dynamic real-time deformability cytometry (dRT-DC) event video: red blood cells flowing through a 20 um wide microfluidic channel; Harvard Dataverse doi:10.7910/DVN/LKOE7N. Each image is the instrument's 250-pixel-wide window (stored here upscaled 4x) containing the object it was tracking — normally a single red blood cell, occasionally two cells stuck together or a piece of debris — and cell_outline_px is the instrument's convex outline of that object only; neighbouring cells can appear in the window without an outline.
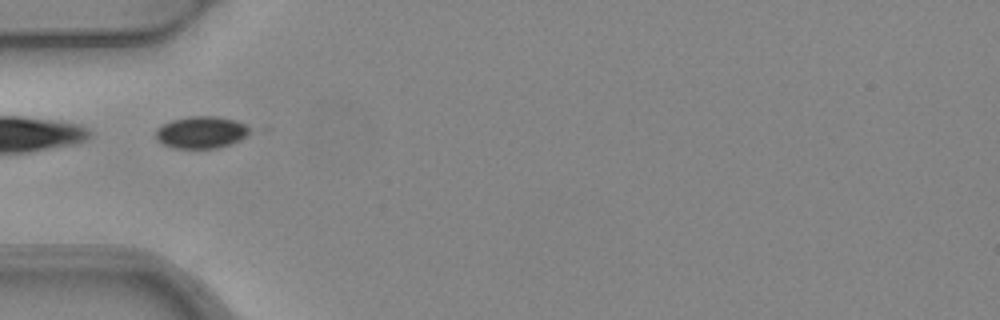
{"species": "common noctule bat (a hibernating species)", "species_latin": "Nyctalus noctula", "temperature_condition": "warm", "stored_images_in_passage": 7, "camera_frame_rate_fps": 3000, "um_per_image_px": 0.085, "animal": {"sex": "female", "body_mass_g": 24.6, "forearm_length_mm": 56.2}, "frame": {"image": 1, "passage_image": 5, "time_ms": 1.333, "image_size_px": [1000, 320], "cell_outline_px": [[252, 128], [240, 140], [220, 148], [172, 148], [156, 140], [156, 128], [172, 120], [188, 116], [216, 116], [236, 120]], "centroid_in_image_um": [17.1, 11.24], "position_along_channel_um": 67.9, "area_um2": 17.57}}
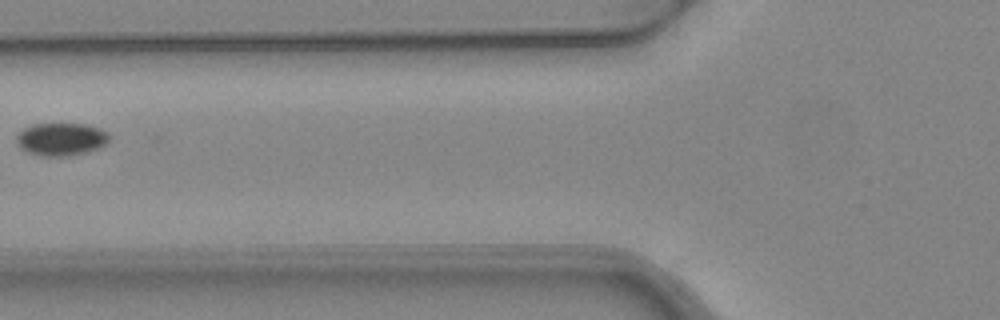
{"frame": {"image": 2, "passage_image": 6, "time_ms": 1.667, "image_size_px": [1000, 320], "cell_outline_px": [[108, 140], [100, 148], [84, 152], [64, 156], [40, 156], [28, 152], [20, 148], [16, 140], [16, 136], [24, 128], [32, 124], [88, 124], [100, 128], [108, 132]], "centroid_in_image_um": [5.18, 11.82], "position_along_channel_um": 120.6, "area_um2": 17.63}}
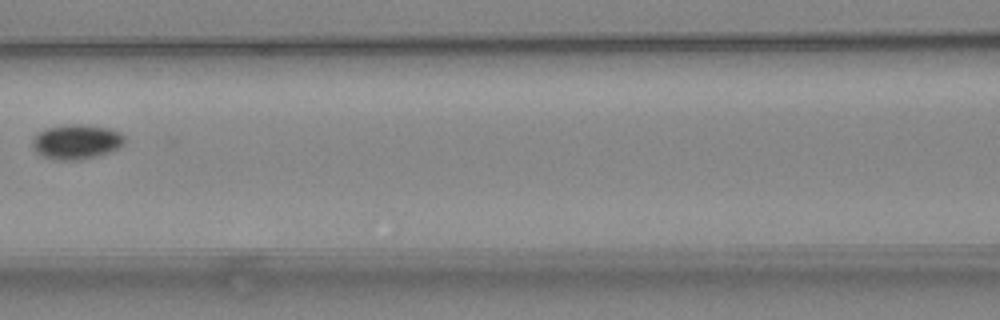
{"frame": {"image": 3, "passage_image": 7, "time_ms": 2.0, "image_size_px": [1000, 320], "cell_outline_px": [[124, 144], [108, 152], [76, 160], [56, 160], [44, 156], [36, 152], [32, 148], [32, 140], [40, 132], [48, 128], [64, 124], [84, 124], [112, 128], [120, 132], [124, 136]], "centroid_in_image_um": [6.49, 12.03], "position_along_channel_um": 160.1, "area_um2": 18.5}}